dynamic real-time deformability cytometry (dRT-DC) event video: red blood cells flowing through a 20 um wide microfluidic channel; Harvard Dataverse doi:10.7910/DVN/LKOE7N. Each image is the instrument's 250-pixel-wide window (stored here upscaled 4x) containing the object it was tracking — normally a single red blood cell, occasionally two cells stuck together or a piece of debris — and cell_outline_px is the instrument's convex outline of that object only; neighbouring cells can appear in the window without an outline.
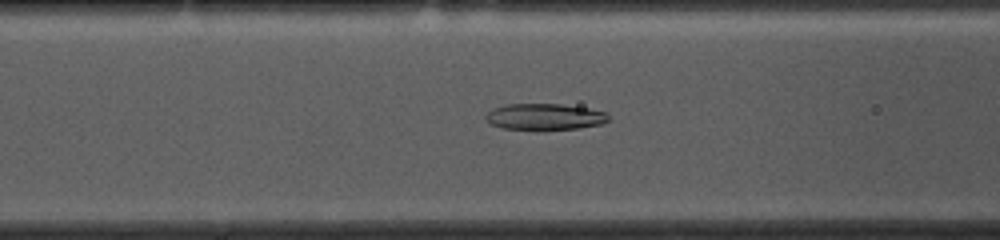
{"species": "common noctule bat (a hibernating species)", "species_latin": "Nyctalus noctula", "temperature_condition": "cold", "stored_images_in_passage": 51, "camera_frame_rate_fps": 3000, "um_per_image_px": 0.085, "animal": {"sex": "female", "body_mass_g": 10.0, "forearm_length_mm": 53.1}, "frame": {"image": 1, "passage_image": 20, "time_ms": 6.333, "image_size_px": [1000, 240], "cell_outline_px": [[608, 120], [604, 124], [580, 128], [536, 132], [500, 128], [484, 120], [484, 116], [492, 108], [508, 104], [560, 104], [588, 108], [608, 112]], "centroid_in_image_um": [46.28, 9.96], "position_along_channel_um": 120.3, "area_um2": 19.71}}
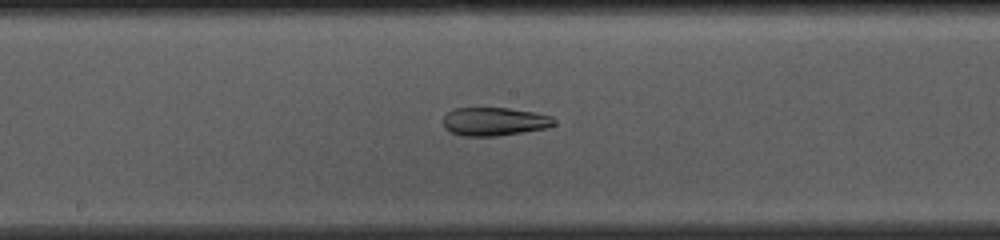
{"frame": {"image": 2, "passage_image": 27, "time_ms": 8.667, "image_size_px": [1000, 240], "cell_outline_px": [[556, 124], [548, 128], [496, 136], [464, 136], [452, 132], [444, 128], [444, 116], [452, 108], [508, 108], [532, 112], [552, 116], [556, 120]], "centroid_in_image_um": [42.04, 10.33], "position_along_channel_um": 206.2, "area_um2": 18.32}}
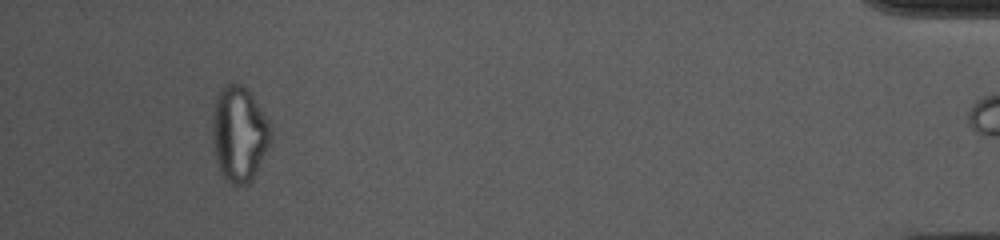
{"frame": {"image": 3, "passage_image": 50, "time_ms": 16.333, "image_size_px": [1000, 240], "cell_outline_px": [[272, 140], [252, 180], [248, 184], [232, 184], [220, 172], [216, 160], [212, 136], [212, 124], [216, 96], [220, 88], [224, 84], [240, 84], [252, 96], [268, 120], [272, 128]], "centroid_in_image_um": [20.33, 11.39], "position_along_channel_um": 414.9, "area_um2": 32.25}, "authors_computed_cell_mechanics": {"area_um2": 22.4842, "velocity_mm_per_s": 3.6775, "shape_relaxation_time_tau1_ms": null, "shape_relaxation_time_tau2_ms": 2.4486, "deformation_change_tau1": null, "deformation_change_tau2": 0.1015}}